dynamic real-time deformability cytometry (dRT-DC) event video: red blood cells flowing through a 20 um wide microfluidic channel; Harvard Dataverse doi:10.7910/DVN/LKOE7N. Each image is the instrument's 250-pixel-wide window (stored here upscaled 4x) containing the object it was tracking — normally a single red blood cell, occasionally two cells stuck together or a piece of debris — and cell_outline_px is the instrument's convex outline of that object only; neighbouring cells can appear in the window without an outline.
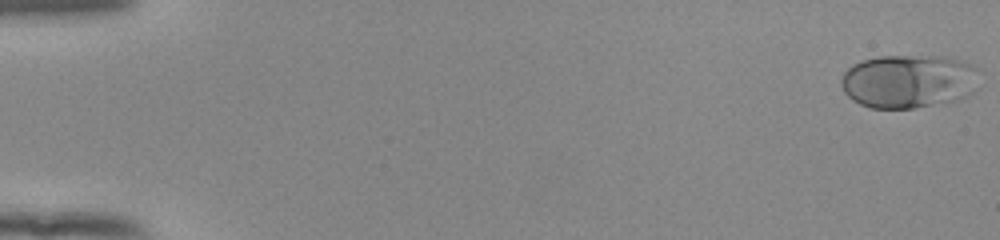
{"species": "human", "species_latin": "Homo sapiens", "temperature_condition": "room temperature", "stored_images_in_passage": 54, "camera_frame_rate_fps": 3000, "um_per_image_px": 0.085, "donor": {"sex": "female"}, "frame": {"image": 1, "passage_image": 1, "time_ms": 0.0, "image_size_px": [1000, 240], "cell_outline_px": [[980, 88], [956, 100], [912, 108], [872, 108], [860, 104], [852, 100], [844, 92], [840, 84], [840, 80], [844, 72], [852, 64], [860, 60], [880, 56], [952, 56], [964, 60], [976, 68]], "centroid_in_image_um": [77.24, 6.89], "position_along_channel_um": 7.8, "area_um2": 43.7}}
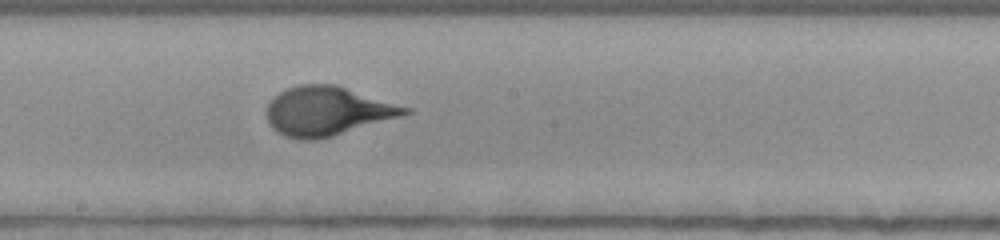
{"frame": {"image": 2, "passage_image": 31, "time_ms": 10.0, "image_size_px": [1000, 240], "cell_outline_px": [[412, 112], [400, 116], [332, 136], [316, 140], [300, 140], [288, 136], [272, 128], [268, 124], [268, 104], [280, 92], [288, 88], [300, 84], [336, 84], [412, 108]], "centroid_in_image_um": [27.84, 9.43], "position_along_channel_um": 220.4, "area_um2": 39.07}}
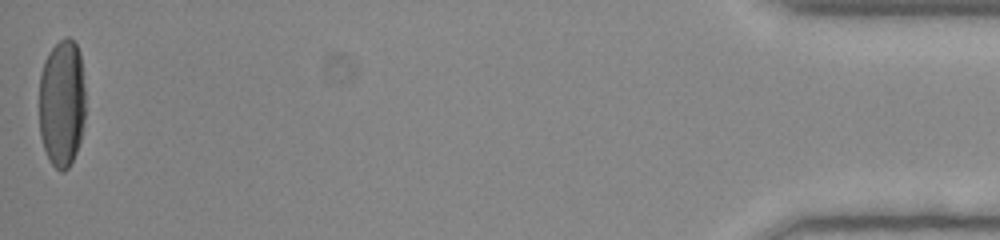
{"frame": {"image": 3, "passage_image": 54, "time_ms": 17.667, "image_size_px": [1000, 240], "cell_outline_px": [[84, 120], [80, 140], [76, 152], [68, 168], [64, 172], [60, 172], [48, 160], [40, 136], [40, 72], [44, 60], [48, 52], [64, 36], [68, 36], [76, 44], [80, 52], [84, 84]], "centroid_in_image_um": [5.26, 8.76], "position_along_channel_um": 429.9, "area_um2": 34.74}}